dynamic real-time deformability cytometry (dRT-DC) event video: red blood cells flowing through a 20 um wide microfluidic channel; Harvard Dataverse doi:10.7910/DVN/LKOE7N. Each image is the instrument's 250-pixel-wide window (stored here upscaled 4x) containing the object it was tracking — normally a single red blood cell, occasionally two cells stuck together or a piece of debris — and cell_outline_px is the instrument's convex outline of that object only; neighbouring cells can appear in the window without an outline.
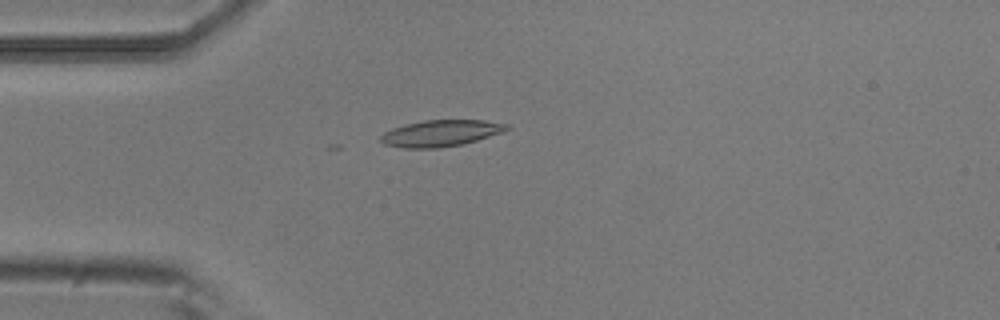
{"species": "common noctule bat (a hibernating species)", "species_latin": "Nyctalus noctula", "temperature_condition": "room temperature", "stored_images_in_passage": 4, "camera_frame_rate_fps": 3000, "um_per_image_px": 0.085, "animal": {"sex": "male", "body_mass_g": 20.5, "forearm_length_mm": 52.5}, "frame": {"image": 1, "passage_image": 4, "time_ms": 1.0, "image_size_px": [1000, 320], "cell_outline_px": [[512, 128], [504, 132], [464, 144], [440, 148], [404, 148], [384, 144], [380, 140], [380, 136], [384, 132], [392, 128], [404, 124], [424, 120], [484, 120], [508, 124]], "centroid_in_image_um": [37.49, 11.32], "position_along_channel_um": 47.5, "area_um2": 19.65}}